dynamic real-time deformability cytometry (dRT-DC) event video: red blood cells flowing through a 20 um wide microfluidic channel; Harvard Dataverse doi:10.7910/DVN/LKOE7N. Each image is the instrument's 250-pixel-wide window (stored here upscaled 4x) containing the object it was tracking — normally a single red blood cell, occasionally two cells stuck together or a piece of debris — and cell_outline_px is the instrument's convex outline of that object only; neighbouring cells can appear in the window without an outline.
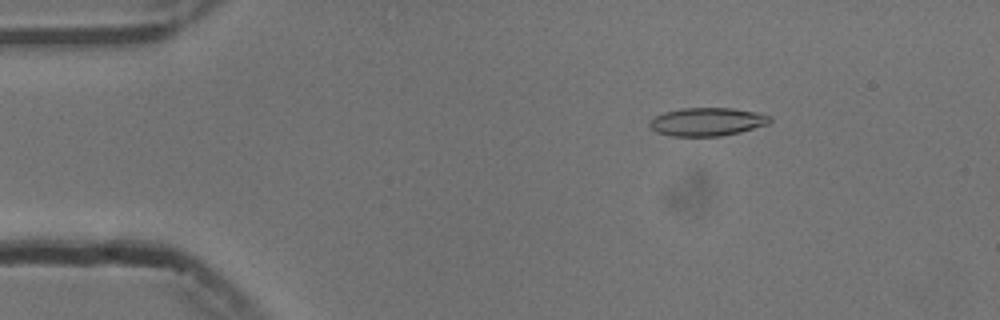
{"species": "common noctule bat (a hibernating species)", "species_latin": "Nyctalus noctula", "temperature_condition": "cold", "stored_images_in_passage": 54, "camera_frame_rate_fps": 3000, "um_per_image_px": 0.085, "animal": {"sex": "male", "body_mass_g": 13.3}, "frame": {"image": 1, "passage_image": 8, "time_ms": 2.333, "image_size_px": [1000, 320], "cell_outline_px": [[772, 120], [768, 124], [740, 132], [720, 136], [672, 136], [656, 132], [648, 128], [648, 120], [664, 112], [680, 108], [732, 108], [756, 112], [772, 116]], "centroid_in_image_um": [60.07, 10.35], "position_along_channel_um": 24.9, "area_um2": 20.0}}
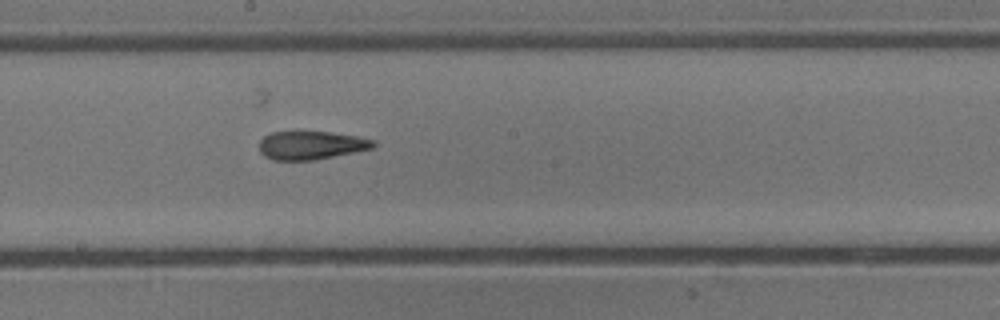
{"frame": {"image": 2, "passage_image": 29, "time_ms": 9.333, "image_size_px": [1000, 320], "cell_outline_px": [[376, 144], [372, 148], [316, 160], [272, 160], [264, 156], [260, 152], [260, 140], [264, 136], [272, 132], [328, 132], [356, 136], [376, 140]], "centroid_in_image_um": [26.44, 12.35], "position_along_channel_um": 221.8, "area_um2": 18.79}}
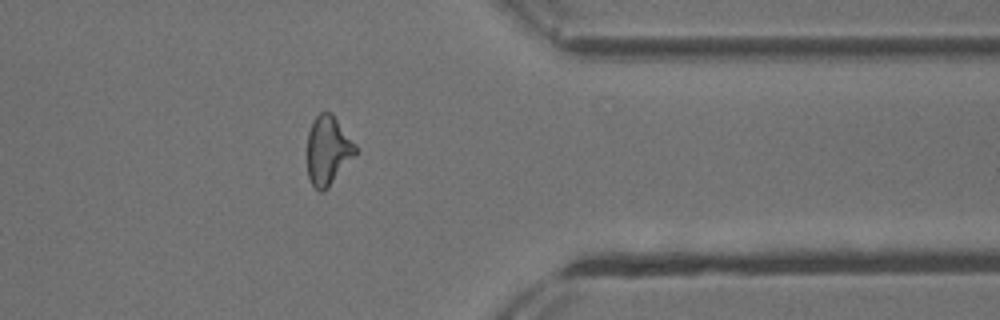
{"frame": {"image": 3, "passage_image": 43, "time_ms": 14.0, "image_size_px": [1000, 320], "cell_outline_px": [[360, 152], [328, 188], [324, 192], [320, 192], [312, 184], [308, 176], [308, 132], [312, 120], [320, 112], [332, 112], [356, 144]], "centroid_in_image_um": [27.92, 12.78], "position_along_channel_um": 383.5, "area_um2": 19.88}, "authors_computed_cell_mechanics": {"area_um2": 19.652, "velocity_mm_per_s": 3.7646, "shape_relaxation_time_tau1_ms": 5.3509, "shape_relaxation_time_tau2_ms": 2.6791, "deformation_change_tau1": 0.1678, "deformation_change_tau2": 0.1237}}